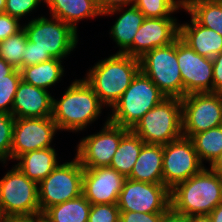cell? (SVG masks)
Listing matches in <instances>:
<instances>
[{
	"instance_id": "obj_39",
	"label": "cell",
	"mask_w": 222,
	"mask_h": 222,
	"mask_svg": "<svg viewBox=\"0 0 222 222\" xmlns=\"http://www.w3.org/2000/svg\"><path fill=\"white\" fill-rule=\"evenodd\" d=\"M133 4V0H103V14L102 15H113L123 10V7L130 6Z\"/></svg>"
},
{
	"instance_id": "obj_9",
	"label": "cell",
	"mask_w": 222,
	"mask_h": 222,
	"mask_svg": "<svg viewBox=\"0 0 222 222\" xmlns=\"http://www.w3.org/2000/svg\"><path fill=\"white\" fill-rule=\"evenodd\" d=\"M84 167L75 156L58 166L38 184L40 215L49 207L74 199L82 194Z\"/></svg>"
},
{
	"instance_id": "obj_44",
	"label": "cell",
	"mask_w": 222,
	"mask_h": 222,
	"mask_svg": "<svg viewBox=\"0 0 222 222\" xmlns=\"http://www.w3.org/2000/svg\"><path fill=\"white\" fill-rule=\"evenodd\" d=\"M189 222H212L209 215L189 216Z\"/></svg>"
},
{
	"instance_id": "obj_47",
	"label": "cell",
	"mask_w": 222,
	"mask_h": 222,
	"mask_svg": "<svg viewBox=\"0 0 222 222\" xmlns=\"http://www.w3.org/2000/svg\"><path fill=\"white\" fill-rule=\"evenodd\" d=\"M36 222H49L42 215L36 216Z\"/></svg>"
},
{
	"instance_id": "obj_19",
	"label": "cell",
	"mask_w": 222,
	"mask_h": 222,
	"mask_svg": "<svg viewBox=\"0 0 222 222\" xmlns=\"http://www.w3.org/2000/svg\"><path fill=\"white\" fill-rule=\"evenodd\" d=\"M190 23L179 24V38L196 53L214 58L222 52V36L198 24L192 17Z\"/></svg>"
},
{
	"instance_id": "obj_4",
	"label": "cell",
	"mask_w": 222,
	"mask_h": 222,
	"mask_svg": "<svg viewBox=\"0 0 222 222\" xmlns=\"http://www.w3.org/2000/svg\"><path fill=\"white\" fill-rule=\"evenodd\" d=\"M165 98L166 96L152 80L139 71L119 101L112 107L109 121L132 129L149 110Z\"/></svg>"
},
{
	"instance_id": "obj_21",
	"label": "cell",
	"mask_w": 222,
	"mask_h": 222,
	"mask_svg": "<svg viewBox=\"0 0 222 222\" xmlns=\"http://www.w3.org/2000/svg\"><path fill=\"white\" fill-rule=\"evenodd\" d=\"M50 16L69 24L77 32V22L103 16L100 9L90 0H45Z\"/></svg>"
},
{
	"instance_id": "obj_23",
	"label": "cell",
	"mask_w": 222,
	"mask_h": 222,
	"mask_svg": "<svg viewBox=\"0 0 222 222\" xmlns=\"http://www.w3.org/2000/svg\"><path fill=\"white\" fill-rule=\"evenodd\" d=\"M144 19L145 16L134 4L120 14L109 33L116 45L121 48L117 53L124 54L132 46L133 38Z\"/></svg>"
},
{
	"instance_id": "obj_45",
	"label": "cell",
	"mask_w": 222,
	"mask_h": 222,
	"mask_svg": "<svg viewBox=\"0 0 222 222\" xmlns=\"http://www.w3.org/2000/svg\"><path fill=\"white\" fill-rule=\"evenodd\" d=\"M1 222H36L34 218H1Z\"/></svg>"
},
{
	"instance_id": "obj_2",
	"label": "cell",
	"mask_w": 222,
	"mask_h": 222,
	"mask_svg": "<svg viewBox=\"0 0 222 222\" xmlns=\"http://www.w3.org/2000/svg\"><path fill=\"white\" fill-rule=\"evenodd\" d=\"M222 202V177L211 168L180 182L170 190V206L189 215H209Z\"/></svg>"
},
{
	"instance_id": "obj_46",
	"label": "cell",
	"mask_w": 222,
	"mask_h": 222,
	"mask_svg": "<svg viewBox=\"0 0 222 222\" xmlns=\"http://www.w3.org/2000/svg\"><path fill=\"white\" fill-rule=\"evenodd\" d=\"M92 3H94L103 14V0H90Z\"/></svg>"
},
{
	"instance_id": "obj_22",
	"label": "cell",
	"mask_w": 222,
	"mask_h": 222,
	"mask_svg": "<svg viewBox=\"0 0 222 222\" xmlns=\"http://www.w3.org/2000/svg\"><path fill=\"white\" fill-rule=\"evenodd\" d=\"M15 164L30 180L39 184L57 166V153L53 147L34 150L21 155Z\"/></svg>"
},
{
	"instance_id": "obj_30",
	"label": "cell",
	"mask_w": 222,
	"mask_h": 222,
	"mask_svg": "<svg viewBox=\"0 0 222 222\" xmlns=\"http://www.w3.org/2000/svg\"><path fill=\"white\" fill-rule=\"evenodd\" d=\"M133 4L145 18L172 17V13L184 8L183 0H133Z\"/></svg>"
},
{
	"instance_id": "obj_33",
	"label": "cell",
	"mask_w": 222,
	"mask_h": 222,
	"mask_svg": "<svg viewBox=\"0 0 222 222\" xmlns=\"http://www.w3.org/2000/svg\"><path fill=\"white\" fill-rule=\"evenodd\" d=\"M88 222H120V209L116 204H92Z\"/></svg>"
},
{
	"instance_id": "obj_35",
	"label": "cell",
	"mask_w": 222,
	"mask_h": 222,
	"mask_svg": "<svg viewBox=\"0 0 222 222\" xmlns=\"http://www.w3.org/2000/svg\"><path fill=\"white\" fill-rule=\"evenodd\" d=\"M22 29L17 18L8 15L6 12L0 13V42L15 35Z\"/></svg>"
},
{
	"instance_id": "obj_6",
	"label": "cell",
	"mask_w": 222,
	"mask_h": 222,
	"mask_svg": "<svg viewBox=\"0 0 222 222\" xmlns=\"http://www.w3.org/2000/svg\"><path fill=\"white\" fill-rule=\"evenodd\" d=\"M39 215L38 184L14 165L0 179V217L34 218Z\"/></svg>"
},
{
	"instance_id": "obj_28",
	"label": "cell",
	"mask_w": 222,
	"mask_h": 222,
	"mask_svg": "<svg viewBox=\"0 0 222 222\" xmlns=\"http://www.w3.org/2000/svg\"><path fill=\"white\" fill-rule=\"evenodd\" d=\"M190 139L202 163L206 160L211 165L222 153V125L194 134Z\"/></svg>"
},
{
	"instance_id": "obj_13",
	"label": "cell",
	"mask_w": 222,
	"mask_h": 222,
	"mask_svg": "<svg viewBox=\"0 0 222 222\" xmlns=\"http://www.w3.org/2000/svg\"><path fill=\"white\" fill-rule=\"evenodd\" d=\"M117 205L120 211L163 213L170 206V190L164 184L126 178Z\"/></svg>"
},
{
	"instance_id": "obj_8",
	"label": "cell",
	"mask_w": 222,
	"mask_h": 222,
	"mask_svg": "<svg viewBox=\"0 0 222 222\" xmlns=\"http://www.w3.org/2000/svg\"><path fill=\"white\" fill-rule=\"evenodd\" d=\"M27 40L34 43L39 51L48 53L52 58L62 60L76 48L78 33L58 18L45 16L34 18L23 25Z\"/></svg>"
},
{
	"instance_id": "obj_36",
	"label": "cell",
	"mask_w": 222,
	"mask_h": 222,
	"mask_svg": "<svg viewBox=\"0 0 222 222\" xmlns=\"http://www.w3.org/2000/svg\"><path fill=\"white\" fill-rule=\"evenodd\" d=\"M50 59H52V57L48 53L39 51L37 48L34 47V43L27 40L25 52L22 57V68L29 65H35L38 63L49 61Z\"/></svg>"
},
{
	"instance_id": "obj_38",
	"label": "cell",
	"mask_w": 222,
	"mask_h": 222,
	"mask_svg": "<svg viewBox=\"0 0 222 222\" xmlns=\"http://www.w3.org/2000/svg\"><path fill=\"white\" fill-rule=\"evenodd\" d=\"M213 92L222 93V52L213 59Z\"/></svg>"
},
{
	"instance_id": "obj_24",
	"label": "cell",
	"mask_w": 222,
	"mask_h": 222,
	"mask_svg": "<svg viewBox=\"0 0 222 222\" xmlns=\"http://www.w3.org/2000/svg\"><path fill=\"white\" fill-rule=\"evenodd\" d=\"M20 72L25 83L45 90L58 83L62 76H64L62 60L56 58L23 67Z\"/></svg>"
},
{
	"instance_id": "obj_42",
	"label": "cell",
	"mask_w": 222,
	"mask_h": 222,
	"mask_svg": "<svg viewBox=\"0 0 222 222\" xmlns=\"http://www.w3.org/2000/svg\"><path fill=\"white\" fill-rule=\"evenodd\" d=\"M212 222H222V202L209 214Z\"/></svg>"
},
{
	"instance_id": "obj_5",
	"label": "cell",
	"mask_w": 222,
	"mask_h": 222,
	"mask_svg": "<svg viewBox=\"0 0 222 222\" xmlns=\"http://www.w3.org/2000/svg\"><path fill=\"white\" fill-rule=\"evenodd\" d=\"M147 144L165 145L183 136L181 98L166 97L131 129Z\"/></svg>"
},
{
	"instance_id": "obj_1",
	"label": "cell",
	"mask_w": 222,
	"mask_h": 222,
	"mask_svg": "<svg viewBox=\"0 0 222 222\" xmlns=\"http://www.w3.org/2000/svg\"><path fill=\"white\" fill-rule=\"evenodd\" d=\"M104 107L98 95L85 79H75L60 100L53 97L52 119L58 130H84L102 113Z\"/></svg>"
},
{
	"instance_id": "obj_18",
	"label": "cell",
	"mask_w": 222,
	"mask_h": 222,
	"mask_svg": "<svg viewBox=\"0 0 222 222\" xmlns=\"http://www.w3.org/2000/svg\"><path fill=\"white\" fill-rule=\"evenodd\" d=\"M48 90L25 83L18 85L11 114L15 118H42L52 116L53 96Z\"/></svg>"
},
{
	"instance_id": "obj_32",
	"label": "cell",
	"mask_w": 222,
	"mask_h": 222,
	"mask_svg": "<svg viewBox=\"0 0 222 222\" xmlns=\"http://www.w3.org/2000/svg\"><path fill=\"white\" fill-rule=\"evenodd\" d=\"M15 117L12 114L0 112V161L3 164L11 159V146Z\"/></svg>"
},
{
	"instance_id": "obj_11",
	"label": "cell",
	"mask_w": 222,
	"mask_h": 222,
	"mask_svg": "<svg viewBox=\"0 0 222 222\" xmlns=\"http://www.w3.org/2000/svg\"><path fill=\"white\" fill-rule=\"evenodd\" d=\"M163 184L171 190L204 168L190 138L181 137L163 145Z\"/></svg>"
},
{
	"instance_id": "obj_27",
	"label": "cell",
	"mask_w": 222,
	"mask_h": 222,
	"mask_svg": "<svg viewBox=\"0 0 222 222\" xmlns=\"http://www.w3.org/2000/svg\"><path fill=\"white\" fill-rule=\"evenodd\" d=\"M91 203L83 194L49 207L42 216L49 222H88Z\"/></svg>"
},
{
	"instance_id": "obj_20",
	"label": "cell",
	"mask_w": 222,
	"mask_h": 222,
	"mask_svg": "<svg viewBox=\"0 0 222 222\" xmlns=\"http://www.w3.org/2000/svg\"><path fill=\"white\" fill-rule=\"evenodd\" d=\"M163 145L145 143L127 177L134 181L163 184Z\"/></svg>"
},
{
	"instance_id": "obj_48",
	"label": "cell",
	"mask_w": 222,
	"mask_h": 222,
	"mask_svg": "<svg viewBox=\"0 0 222 222\" xmlns=\"http://www.w3.org/2000/svg\"><path fill=\"white\" fill-rule=\"evenodd\" d=\"M6 0H0V13L4 12Z\"/></svg>"
},
{
	"instance_id": "obj_25",
	"label": "cell",
	"mask_w": 222,
	"mask_h": 222,
	"mask_svg": "<svg viewBox=\"0 0 222 222\" xmlns=\"http://www.w3.org/2000/svg\"><path fill=\"white\" fill-rule=\"evenodd\" d=\"M183 7L198 24L222 36V0H183Z\"/></svg>"
},
{
	"instance_id": "obj_12",
	"label": "cell",
	"mask_w": 222,
	"mask_h": 222,
	"mask_svg": "<svg viewBox=\"0 0 222 222\" xmlns=\"http://www.w3.org/2000/svg\"><path fill=\"white\" fill-rule=\"evenodd\" d=\"M129 129L111 123L107 118L103 129L80 140L76 157L84 168L109 167L122 136Z\"/></svg>"
},
{
	"instance_id": "obj_40",
	"label": "cell",
	"mask_w": 222,
	"mask_h": 222,
	"mask_svg": "<svg viewBox=\"0 0 222 222\" xmlns=\"http://www.w3.org/2000/svg\"><path fill=\"white\" fill-rule=\"evenodd\" d=\"M161 222H189V215L180 213L169 206L163 213H162V220Z\"/></svg>"
},
{
	"instance_id": "obj_34",
	"label": "cell",
	"mask_w": 222,
	"mask_h": 222,
	"mask_svg": "<svg viewBox=\"0 0 222 222\" xmlns=\"http://www.w3.org/2000/svg\"><path fill=\"white\" fill-rule=\"evenodd\" d=\"M45 0H6L4 12L20 20Z\"/></svg>"
},
{
	"instance_id": "obj_16",
	"label": "cell",
	"mask_w": 222,
	"mask_h": 222,
	"mask_svg": "<svg viewBox=\"0 0 222 222\" xmlns=\"http://www.w3.org/2000/svg\"><path fill=\"white\" fill-rule=\"evenodd\" d=\"M178 37L179 23L176 18H145L133 38L132 46L124 54L140 58L149 50L171 44Z\"/></svg>"
},
{
	"instance_id": "obj_7",
	"label": "cell",
	"mask_w": 222,
	"mask_h": 222,
	"mask_svg": "<svg viewBox=\"0 0 222 222\" xmlns=\"http://www.w3.org/2000/svg\"><path fill=\"white\" fill-rule=\"evenodd\" d=\"M140 71L149 77L166 97L183 98V81L177 61V39L154 48L140 58Z\"/></svg>"
},
{
	"instance_id": "obj_37",
	"label": "cell",
	"mask_w": 222,
	"mask_h": 222,
	"mask_svg": "<svg viewBox=\"0 0 222 222\" xmlns=\"http://www.w3.org/2000/svg\"><path fill=\"white\" fill-rule=\"evenodd\" d=\"M162 213L120 211V222H161Z\"/></svg>"
},
{
	"instance_id": "obj_41",
	"label": "cell",
	"mask_w": 222,
	"mask_h": 222,
	"mask_svg": "<svg viewBox=\"0 0 222 222\" xmlns=\"http://www.w3.org/2000/svg\"><path fill=\"white\" fill-rule=\"evenodd\" d=\"M16 68L0 57V80L10 75Z\"/></svg>"
},
{
	"instance_id": "obj_31",
	"label": "cell",
	"mask_w": 222,
	"mask_h": 222,
	"mask_svg": "<svg viewBox=\"0 0 222 222\" xmlns=\"http://www.w3.org/2000/svg\"><path fill=\"white\" fill-rule=\"evenodd\" d=\"M21 80V72L17 68L0 80V112L11 114L15 93Z\"/></svg>"
},
{
	"instance_id": "obj_26",
	"label": "cell",
	"mask_w": 222,
	"mask_h": 222,
	"mask_svg": "<svg viewBox=\"0 0 222 222\" xmlns=\"http://www.w3.org/2000/svg\"><path fill=\"white\" fill-rule=\"evenodd\" d=\"M144 144L145 142L136 133L129 129L122 136L109 167L115 169L127 178L131 174L133 166Z\"/></svg>"
},
{
	"instance_id": "obj_10",
	"label": "cell",
	"mask_w": 222,
	"mask_h": 222,
	"mask_svg": "<svg viewBox=\"0 0 222 222\" xmlns=\"http://www.w3.org/2000/svg\"><path fill=\"white\" fill-rule=\"evenodd\" d=\"M181 102L183 137L191 138L222 125V93H192Z\"/></svg>"
},
{
	"instance_id": "obj_3",
	"label": "cell",
	"mask_w": 222,
	"mask_h": 222,
	"mask_svg": "<svg viewBox=\"0 0 222 222\" xmlns=\"http://www.w3.org/2000/svg\"><path fill=\"white\" fill-rule=\"evenodd\" d=\"M140 71L139 58L116 53L97 62L89 69L86 82L104 106L112 108Z\"/></svg>"
},
{
	"instance_id": "obj_14",
	"label": "cell",
	"mask_w": 222,
	"mask_h": 222,
	"mask_svg": "<svg viewBox=\"0 0 222 222\" xmlns=\"http://www.w3.org/2000/svg\"><path fill=\"white\" fill-rule=\"evenodd\" d=\"M58 128L50 117L15 118L11 146V160L34 150L51 147Z\"/></svg>"
},
{
	"instance_id": "obj_43",
	"label": "cell",
	"mask_w": 222,
	"mask_h": 222,
	"mask_svg": "<svg viewBox=\"0 0 222 222\" xmlns=\"http://www.w3.org/2000/svg\"><path fill=\"white\" fill-rule=\"evenodd\" d=\"M210 168L218 173L222 174V153L214 160V162L210 165Z\"/></svg>"
},
{
	"instance_id": "obj_15",
	"label": "cell",
	"mask_w": 222,
	"mask_h": 222,
	"mask_svg": "<svg viewBox=\"0 0 222 222\" xmlns=\"http://www.w3.org/2000/svg\"><path fill=\"white\" fill-rule=\"evenodd\" d=\"M177 61L183 81V97L192 93L213 92V61L196 53L179 37Z\"/></svg>"
},
{
	"instance_id": "obj_17",
	"label": "cell",
	"mask_w": 222,
	"mask_h": 222,
	"mask_svg": "<svg viewBox=\"0 0 222 222\" xmlns=\"http://www.w3.org/2000/svg\"><path fill=\"white\" fill-rule=\"evenodd\" d=\"M125 179L110 167L84 168L82 194L91 204H116Z\"/></svg>"
},
{
	"instance_id": "obj_29",
	"label": "cell",
	"mask_w": 222,
	"mask_h": 222,
	"mask_svg": "<svg viewBox=\"0 0 222 222\" xmlns=\"http://www.w3.org/2000/svg\"><path fill=\"white\" fill-rule=\"evenodd\" d=\"M27 45V36L22 28L15 35H12L0 42V57L15 68L22 69V57Z\"/></svg>"
}]
</instances>
